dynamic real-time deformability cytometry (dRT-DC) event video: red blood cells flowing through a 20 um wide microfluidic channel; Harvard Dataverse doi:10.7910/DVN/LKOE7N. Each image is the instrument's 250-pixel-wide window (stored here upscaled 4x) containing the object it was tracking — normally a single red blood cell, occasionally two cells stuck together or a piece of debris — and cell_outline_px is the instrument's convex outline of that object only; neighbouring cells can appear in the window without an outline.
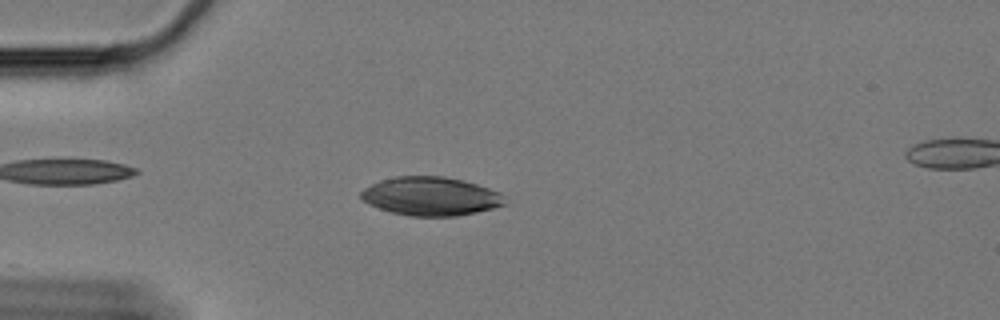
{"species": "Egyptian fruit bat (a non-hibernating species)", "species_latin": "Rousettus aegyptiacus", "temperature_condition": "cold", "stored_images_in_passage": 45, "camera_frame_rate_fps": 3000, "um_per_image_px": 0.085, "animal": {"sex": "female"}, "frame": {"image": 1, "passage_image": 1, "time_ms": 0.0, "image_size_px": [1000, 320], "cell_outline_px": [[508, 204], [476, 212], [456, 216], [408, 216], [392, 212], [368, 204], [360, 196], [360, 192], [364, 188], [380, 180], [396, 176], [444, 176], [476, 184], [500, 192]], "centroid_in_image_um": [36.61, 16.68], "position_along_channel_um": 48.4, "area_um2": 32.25}}
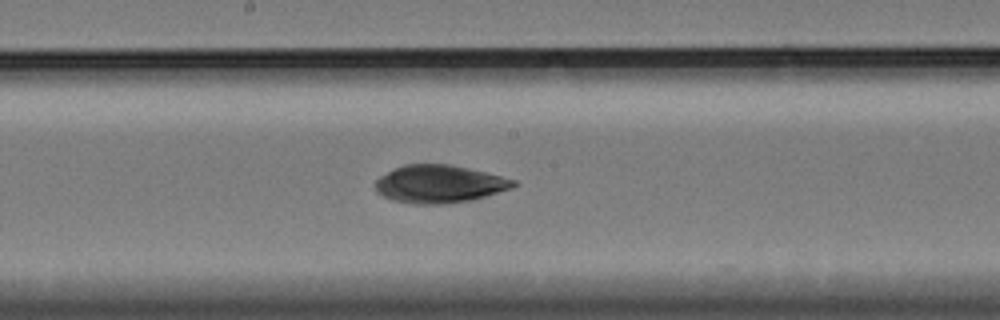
{"frame": {"image": 2, "passage_image": 17, "time_ms": 5.333, "image_size_px": [1000, 320], "cell_outline_px": [[516, 184], [512, 188], [472, 200], [444, 204], [412, 204], [392, 200], [376, 192], [376, 180], [380, 176], [404, 164], [448, 164], [468, 168], [516, 180]], "centroid_in_image_um": [37.33, 15.65], "position_along_channel_um": 210.9, "area_um2": 30.23}}
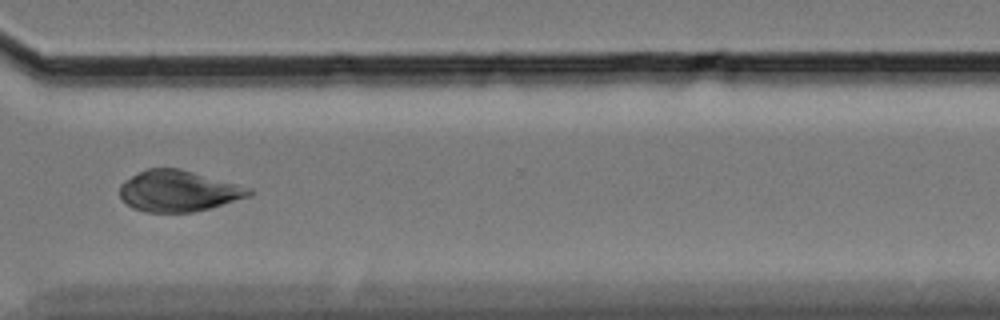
{"frame": {"image": 3, "passage_image": 30, "time_ms": 9.667, "image_size_px": [1000, 320], "cell_outline_px": [[252, 192], [248, 196], [196, 212], [144, 212], [132, 208], [120, 196], [120, 184], [124, 180], [148, 168], [180, 168], [252, 188]], "centroid_in_image_um": [15.14, 16.23], "position_along_channel_um": 355.5, "area_um2": 30.75}}